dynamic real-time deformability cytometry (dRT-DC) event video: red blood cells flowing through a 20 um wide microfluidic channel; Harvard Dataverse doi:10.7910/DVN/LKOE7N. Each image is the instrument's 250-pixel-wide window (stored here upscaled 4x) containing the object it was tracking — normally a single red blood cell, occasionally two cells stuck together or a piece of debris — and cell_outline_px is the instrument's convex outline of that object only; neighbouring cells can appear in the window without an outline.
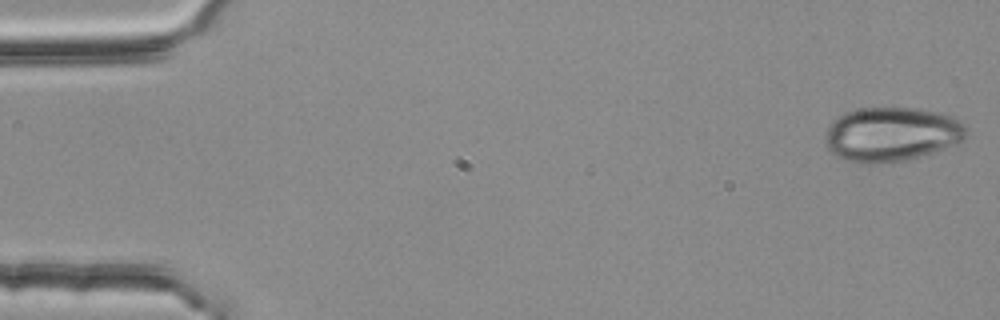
{"species": "common noctule bat (a hibernating species)", "species_latin": "Nyctalus noctula", "temperature_condition": "room temperature", "stored_images_in_passage": 5, "camera_frame_rate_fps": 3000, "um_per_image_px": 0.085, "animal": {"sex": "female", "body_mass_g": 25.1}, "frame": {"image": 1, "passage_image": 1, "time_ms": 0.0, "image_size_px": [1000, 320], "cell_outline_px": [[968, 132], [964, 140], [932, 152], [920, 156], [900, 160], [872, 164], [860, 164], [844, 160], [836, 156], [824, 144], [824, 132], [832, 120], [844, 112], [860, 108], [916, 108], [940, 112], [960, 120], [968, 128]], "centroid_in_image_um": [75.74, 11.4], "position_along_channel_um": 9.3, "area_um2": 44.97}}
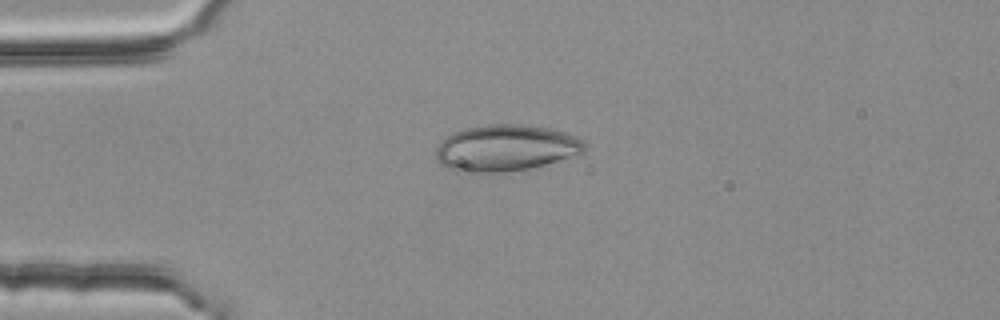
{"frame": {"image": 2, "passage_image": 4, "time_ms": 1.0, "image_size_px": [1000, 320], "cell_outline_px": [[588, 144], [584, 152], [580, 156], [528, 168], [504, 172], [460, 176], [444, 168], [436, 160], [436, 148], [452, 132], [464, 128], [488, 124], [520, 124], [548, 128], [564, 132]], "centroid_in_image_um": [42.93, 12.63], "position_along_channel_um": 42.1, "area_um2": 41.33}}